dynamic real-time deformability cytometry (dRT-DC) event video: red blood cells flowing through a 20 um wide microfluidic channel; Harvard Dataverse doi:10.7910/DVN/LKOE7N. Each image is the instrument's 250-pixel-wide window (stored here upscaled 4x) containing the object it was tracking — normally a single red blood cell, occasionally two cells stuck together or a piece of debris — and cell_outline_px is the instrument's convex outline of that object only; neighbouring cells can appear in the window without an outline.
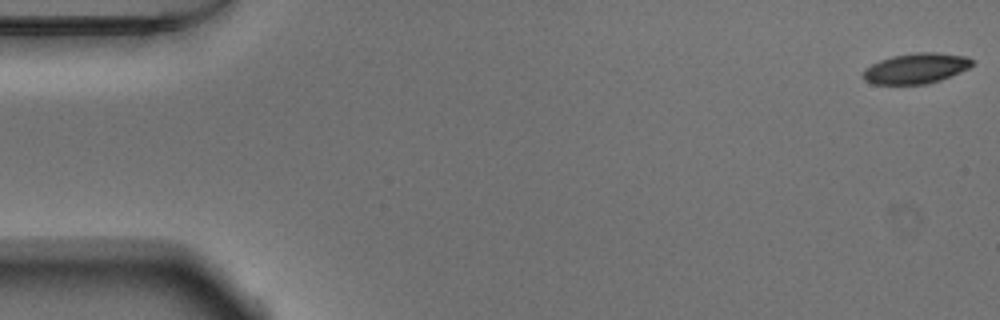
{"species": "Egyptian fruit bat (a non-hibernating species)", "species_latin": "Rousettus aegyptiacus", "temperature_condition": "warm", "stored_images_in_passage": 53, "camera_frame_rate_fps": 3000, "um_per_image_px": 0.085, "animal": {"sex": "male"}, "frame": {"image": 1, "passage_image": 1, "time_ms": 0.0, "image_size_px": [1000, 320], "cell_outline_px": [[972, 64], [968, 68], [960, 72], [940, 80], [928, 84], [872, 84], [864, 80], [860, 76], [864, 68], [880, 60], [892, 56], [916, 52], [936, 52], [968, 56], [972, 60]], "centroid_in_image_um": [77.82, 5.81], "position_along_channel_um": 7.2, "area_um2": 19.48}}
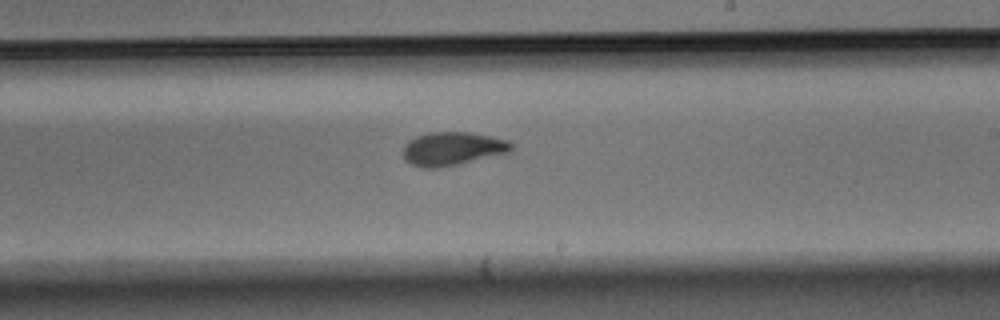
{"frame": {"image": 2, "passage_image": 31, "time_ms": 10.0, "image_size_px": [1000, 320], "cell_outline_px": [[512, 152], [456, 164], [436, 168], [424, 168], [412, 164], [404, 160], [404, 144], [408, 140], [416, 136], [428, 132], [472, 132], [508, 140], [512, 144]], "centroid_in_image_um": [38.46, 12.62], "position_along_channel_um": 250.5, "area_um2": 21.1}}
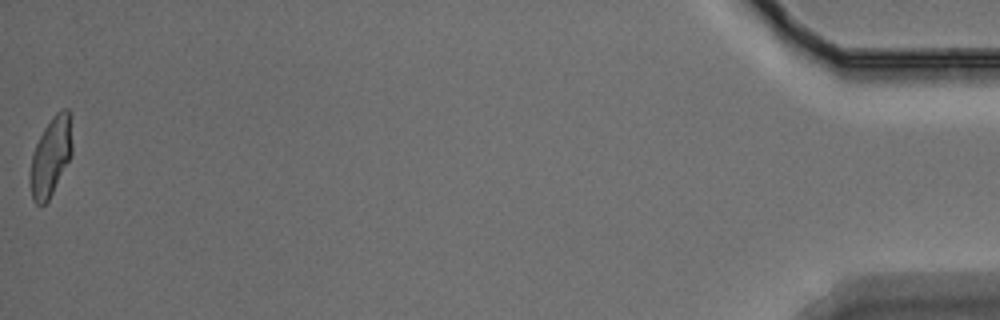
{"frame": {"image": 3, "passage_image": 53, "time_ms": 17.333, "image_size_px": [1000, 320], "cell_outline_px": [[72, 156], [48, 200], [44, 204], [36, 204], [32, 200], [28, 176], [32, 152], [44, 128], [52, 116], [56, 112], [64, 108], [68, 108], [72, 116]], "centroid_in_image_um": [4.32, 13.27], "position_along_channel_um": 430.9, "area_um2": 19.83}, "authors_computed_cell_mechanics": {"area_um2": 20.5768, "velocity_mm_per_s": 3.8048, "shape_relaxation_time_tau1_ms": null, "shape_relaxation_time_tau2_ms": 1.6781, "deformation_change_tau1": null, "deformation_change_tau2": 0.0697}}